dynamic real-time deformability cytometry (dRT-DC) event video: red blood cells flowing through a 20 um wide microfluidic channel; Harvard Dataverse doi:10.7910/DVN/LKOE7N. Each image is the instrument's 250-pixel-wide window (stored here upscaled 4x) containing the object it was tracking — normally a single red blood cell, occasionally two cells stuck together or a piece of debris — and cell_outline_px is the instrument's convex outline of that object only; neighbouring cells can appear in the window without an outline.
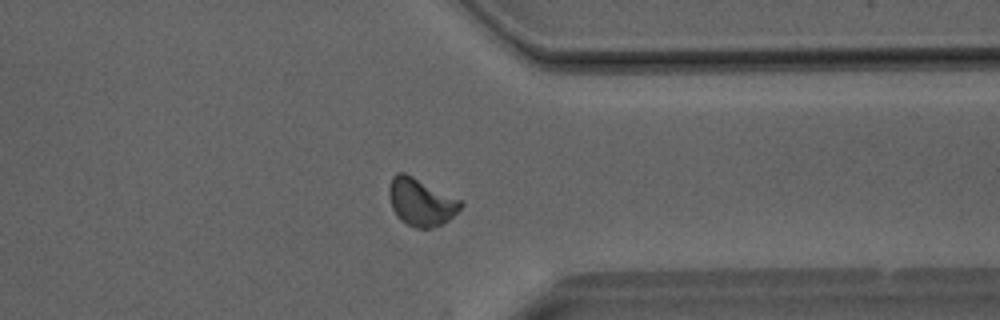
{"species": "Egyptian fruit bat (a non-hibernating species)", "species_latin": "Rousettus aegyptiacus", "temperature_condition": "room temperature", "stored_images_in_passage": 38, "camera_frame_rate_fps": 3000, "um_per_image_px": 0.085, "animal": {"sex": "male"}, "frame": {"image": 1, "passage_image": 28, "time_ms": 9.0, "image_size_px": [1000, 320], "cell_outline_px": [[464, 204], [444, 224], [432, 228], [416, 228], [400, 220], [396, 216], [392, 208], [388, 196], [388, 188], [392, 176], [396, 172], [404, 172], [464, 200]], "centroid_in_image_um": [35.78, 17.16], "position_along_channel_um": 375.6, "area_um2": 20.17}}
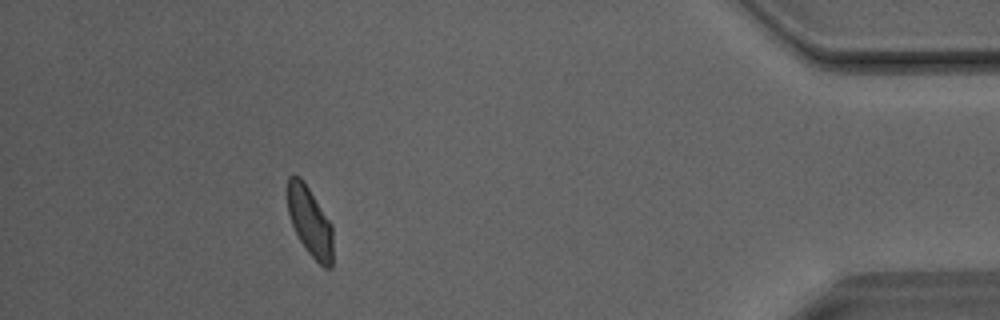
{"frame": {"image": 2, "passage_image": 33, "time_ms": 10.667, "image_size_px": [1000, 320], "cell_outline_px": [[332, 268], [324, 268], [308, 252], [300, 240], [292, 224], [288, 212], [288, 176], [300, 176], [332, 224]], "centroid_in_image_um": [26.35, 18.86], "position_along_channel_um": 408.8, "area_um2": 17.98}}